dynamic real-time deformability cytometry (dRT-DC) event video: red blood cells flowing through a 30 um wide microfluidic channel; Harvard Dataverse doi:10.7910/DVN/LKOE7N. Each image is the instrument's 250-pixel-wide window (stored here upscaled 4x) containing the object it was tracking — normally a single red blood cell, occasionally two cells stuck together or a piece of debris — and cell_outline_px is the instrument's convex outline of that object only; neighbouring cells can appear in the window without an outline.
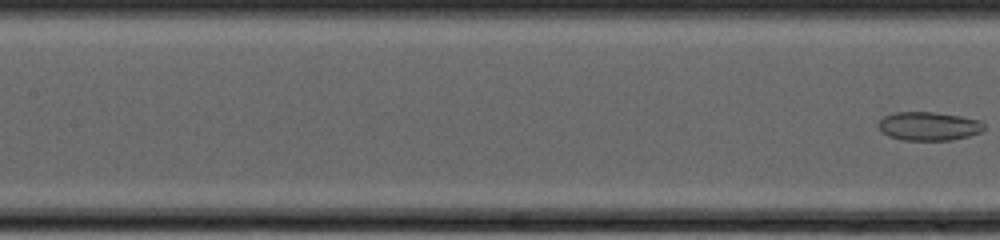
{"species": "common noctule bat (a hibernating species)", "species_latin": "Nyctalus noctula", "temperature_condition": "cold", "stored_images_in_passage": 21, "camera_frame_rate_fps": 3000, "um_per_image_px": 0.085, "animal": {"sex": "female", "body_mass_g": 20.0, "forearm_length_mm": 54.0}, "frame": {"image": 1, "passage_image": 21, "time_ms": 6.667, "image_size_px": [1000, 240], "cell_outline_px": [[984, 128], [980, 132], [968, 136], [952, 140], [900, 140], [888, 136], [876, 124], [884, 116], [892, 112], [936, 112], [960, 116], [980, 120], [984, 124]], "centroid_in_image_um": [78.92, 10.72], "position_along_channel_um": 128.5, "area_um2": 17.69}}